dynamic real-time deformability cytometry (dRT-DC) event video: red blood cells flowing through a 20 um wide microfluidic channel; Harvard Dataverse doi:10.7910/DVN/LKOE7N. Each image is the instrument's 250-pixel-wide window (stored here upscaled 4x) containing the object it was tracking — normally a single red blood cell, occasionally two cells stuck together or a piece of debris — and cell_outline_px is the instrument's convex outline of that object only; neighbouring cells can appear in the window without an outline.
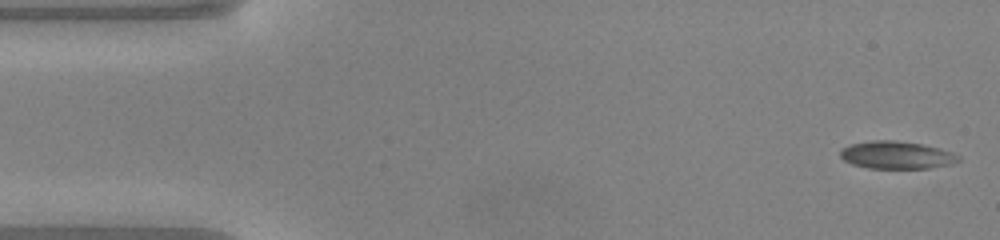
{"species": "common noctule bat (a hibernating species)", "species_latin": "Nyctalus noctula", "temperature_condition": "warm", "stored_images_in_passage": 49, "camera_frame_rate_fps": 3000, "um_per_image_px": 0.085, "animal": {"sex": "male", "body_mass_g": 20.0, "forearm_length_mm": 53.3}, "frame": {"image": 1, "passage_image": 1, "time_ms": 0.0, "image_size_px": [1000, 240], "cell_outline_px": [[960, 160], [948, 164], [928, 168], [868, 168], [852, 164], [844, 160], [840, 156], [840, 148], [848, 144], [872, 140], [892, 140], [920, 144], [940, 148], [952, 152], [960, 156]], "centroid_in_image_um": [76.15, 13.17], "position_along_channel_um": 8.8, "area_um2": 18.96}}
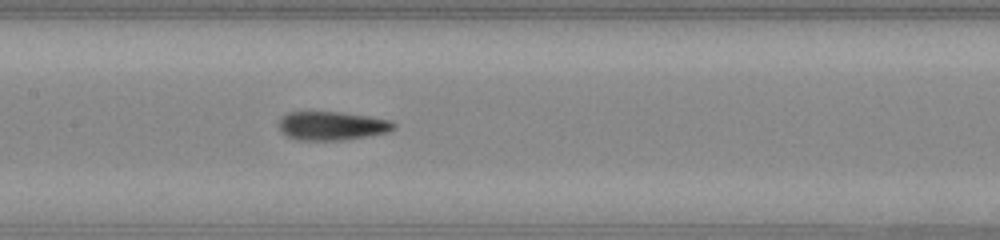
{"frame": {"image": 2, "passage_image": 22, "time_ms": 7.0, "image_size_px": [1000, 240], "cell_outline_px": [[396, 128], [388, 132], [344, 140], [300, 140], [288, 136], [280, 128], [280, 116], [288, 112], [340, 112], [368, 116], [392, 120], [396, 124]], "centroid_in_image_um": [28.26, 10.68], "position_along_channel_um": 179.1, "area_um2": 19.13}}
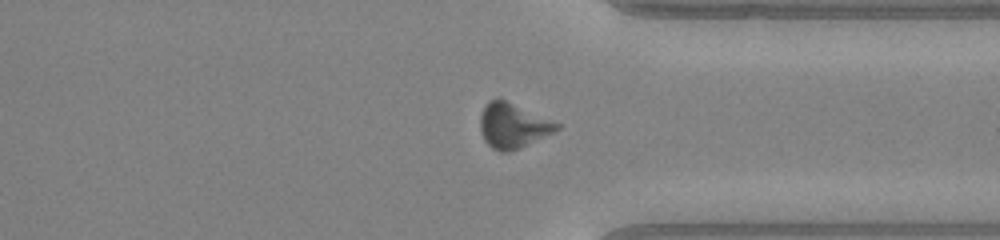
{"frame": {"image": 3, "passage_image": 36, "time_ms": 11.667, "image_size_px": [1000, 240], "cell_outline_px": [[560, 128], [520, 148], [508, 152], [500, 152], [492, 148], [484, 140], [480, 132], [480, 116], [488, 100], [496, 96], [560, 124]], "centroid_in_image_um": [43.53, 10.67], "position_along_channel_um": 367.9, "area_um2": 19.83}, "authors_computed_cell_mechanics": {"area_um2": 18.9584, "velocity_mm_per_s": 4.0973, "shape_relaxation_time_tau1_ms": 2.8629, "shape_relaxation_time_tau2_ms": 2.7125, "deformation_change_tau1": 0.1267, "deformation_change_tau2": 0.1255}}